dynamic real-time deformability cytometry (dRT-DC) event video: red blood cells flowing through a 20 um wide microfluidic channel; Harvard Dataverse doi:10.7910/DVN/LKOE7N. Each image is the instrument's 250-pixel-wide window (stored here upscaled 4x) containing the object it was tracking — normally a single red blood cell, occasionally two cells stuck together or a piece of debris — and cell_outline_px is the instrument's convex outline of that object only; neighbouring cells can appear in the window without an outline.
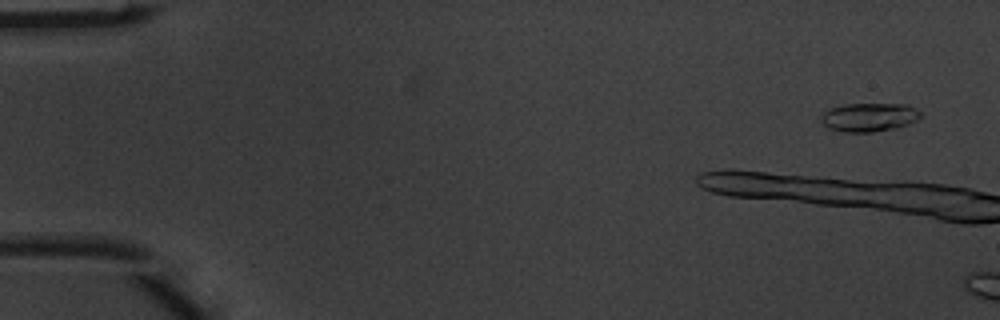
{"species": "common noctule bat (a hibernating species)", "species_latin": "Nyctalus noctula", "temperature_condition": "warm", "stored_images_in_passage": 2, "camera_frame_rate_fps": 3000, "um_per_image_px": 0.085, "animal": {"sex": "male", "body_mass_g": 20.1, "forearm_length_mm": 53.5}, "frame": {"image": 1, "passage_image": 1, "time_ms": 0.0, "image_size_px": [1000, 320], "cell_outline_px": [[920, 116], [916, 120], [908, 124], [896, 128], [872, 132], [844, 132], [828, 128], [820, 120], [824, 112], [828, 108], [848, 104], [908, 104], [916, 108], [920, 112]], "centroid_in_image_um": [73.87, 9.96], "position_along_channel_um": 11.1, "area_um2": 16.59}}